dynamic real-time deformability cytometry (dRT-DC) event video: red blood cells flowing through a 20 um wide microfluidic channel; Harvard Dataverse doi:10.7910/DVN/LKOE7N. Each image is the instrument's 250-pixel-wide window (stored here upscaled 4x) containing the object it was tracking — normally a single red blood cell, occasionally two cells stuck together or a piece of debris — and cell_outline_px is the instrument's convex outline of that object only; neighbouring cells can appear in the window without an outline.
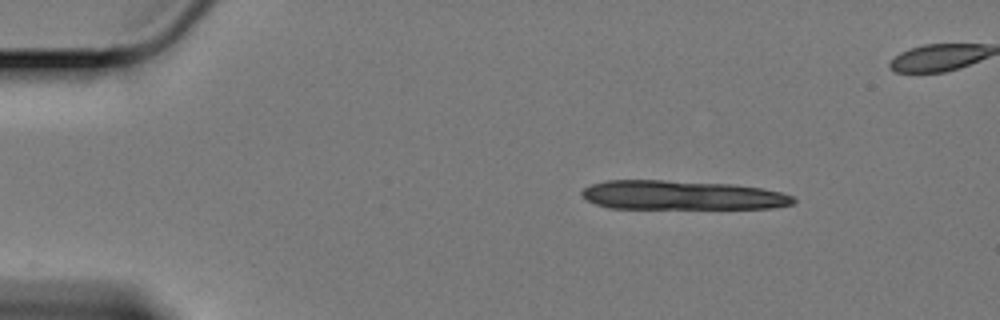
{"species": "Egyptian fruit bat (a non-hibernating species)", "species_latin": "Rousettus aegyptiacus", "temperature_condition": "cold", "stored_images_in_passage": 9, "camera_frame_rate_fps": 3000, "um_per_image_px": 0.085, "animal": {"sex": "female"}, "frame": {"image": 1, "passage_image": 1, "time_ms": 0.0, "image_size_px": [1000, 320], "cell_outline_px": [[796, 200], [792, 204], [772, 208], [608, 208], [596, 204], [580, 196], [580, 192], [584, 188], [592, 184], [604, 180], [664, 180], [732, 184], [760, 188], [780, 192], [792, 196]], "centroid_in_image_um": [57.9, 16.59], "position_along_channel_um": 27.1, "area_um2": 35.95}}